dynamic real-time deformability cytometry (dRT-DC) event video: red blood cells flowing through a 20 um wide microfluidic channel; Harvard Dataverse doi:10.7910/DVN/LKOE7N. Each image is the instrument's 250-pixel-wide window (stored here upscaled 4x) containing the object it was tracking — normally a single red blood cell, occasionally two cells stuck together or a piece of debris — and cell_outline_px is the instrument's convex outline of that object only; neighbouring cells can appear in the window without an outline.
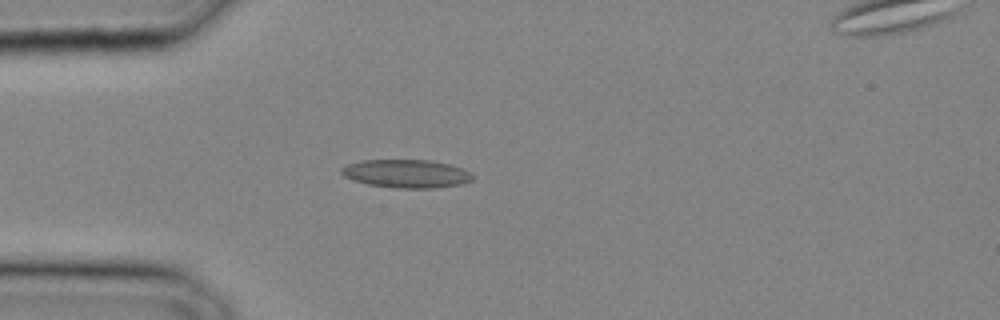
{"species": "common noctule bat (a hibernating species)", "species_latin": "Nyctalus noctula", "temperature_condition": "cold", "stored_images_in_passage": 25, "camera_frame_rate_fps": 3000, "um_per_image_px": 0.085, "animal": {"sex": "male", "body_mass_g": 20.4}, "frame": {"image": 1, "passage_image": 2, "time_ms": 0.333, "image_size_px": [1000, 320], "cell_outline_px": [[472, 180], [460, 184], [432, 188], [392, 188], [368, 184], [352, 180], [344, 176], [340, 172], [340, 168], [348, 164], [360, 160], [432, 160], [464, 168], [472, 176]], "centroid_in_image_um": [34.5, 14.76], "position_along_channel_um": 50.5, "area_um2": 21.62}}
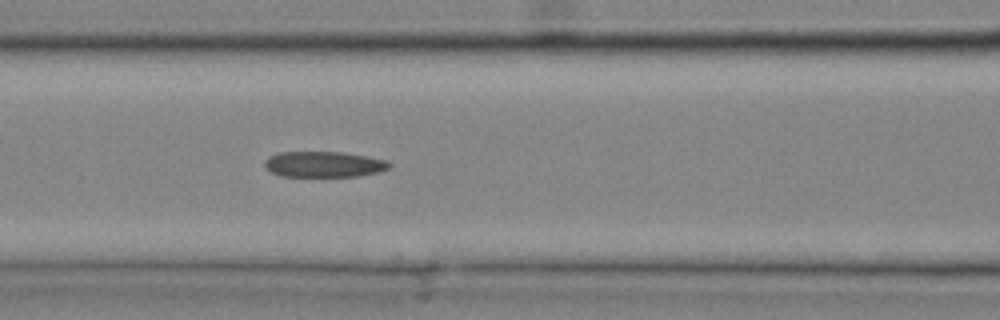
{"frame": {"image": 2, "passage_image": 7, "time_ms": 2.0, "image_size_px": [1000, 320], "cell_outline_px": [[392, 168], [380, 172], [360, 176], [280, 176], [268, 172], [264, 164], [264, 160], [268, 156], [280, 152], [340, 152], [368, 156], [388, 160], [392, 164]], "centroid_in_image_um": [27.55, 13.97], "position_along_channel_um": 139.0, "area_um2": 19.07}}
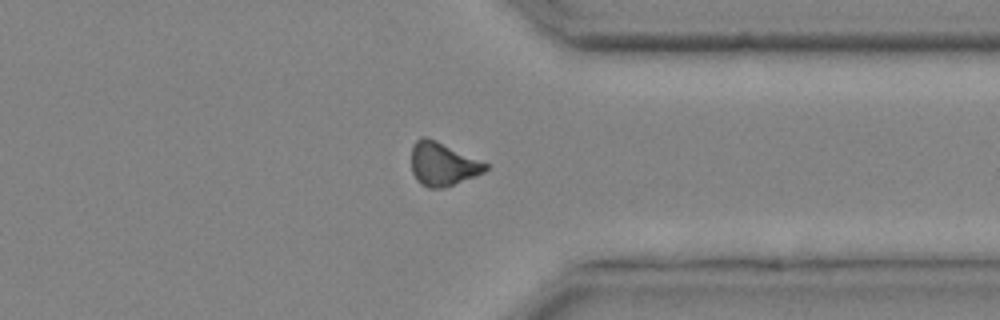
{"frame": {"image": 3, "passage_image": 19, "time_ms": 6.0, "image_size_px": [1000, 320], "cell_outline_px": [[488, 168], [484, 172], [444, 188], [428, 188], [420, 184], [416, 180], [412, 172], [412, 144], [416, 140], [424, 136], [436, 140], [488, 164]], "centroid_in_image_um": [37.59, 13.95], "position_along_channel_um": 373.8, "area_um2": 18.61}}